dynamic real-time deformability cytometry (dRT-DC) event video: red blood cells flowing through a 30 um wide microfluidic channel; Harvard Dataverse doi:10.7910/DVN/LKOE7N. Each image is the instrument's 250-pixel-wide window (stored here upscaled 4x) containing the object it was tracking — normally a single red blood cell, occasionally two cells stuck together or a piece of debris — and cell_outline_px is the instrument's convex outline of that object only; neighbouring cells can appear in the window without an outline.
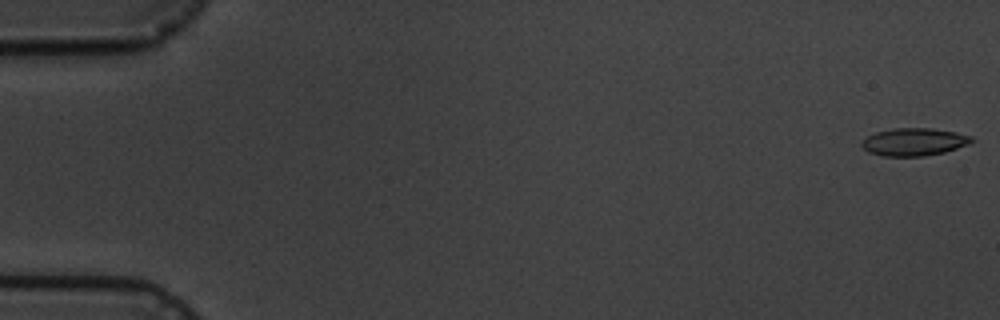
{"species": "common noctule bat (a hibernating species)", "species_latin": "Nyctalus noctula", "temperature_condition": "cold", "stored_images_in_passage": 6, "camera_frame_rate_fps": 3000, "um_per_image_px": 0.085, "animal": {"sex": "male", "body_mass_g": 19.5, "forearm_length_mm": 54.6}, "frame": {"image": 1, "passage_image": 1, "time_ms": 0.0, "image_size_px": [1000, 320], "cell_outline_px": [[976, 140], [968, 144], [944, 152], [924, 156], [884, 156], [868, 152], [860, 144], [860, 140], [876, 132], [892, 128], [932, 128], [956, 132], [972, 136]], "centroid_in_image_um": [77.68, 12.05], "position_along_channel_um": 7.3, "area_um2": 17.8}}